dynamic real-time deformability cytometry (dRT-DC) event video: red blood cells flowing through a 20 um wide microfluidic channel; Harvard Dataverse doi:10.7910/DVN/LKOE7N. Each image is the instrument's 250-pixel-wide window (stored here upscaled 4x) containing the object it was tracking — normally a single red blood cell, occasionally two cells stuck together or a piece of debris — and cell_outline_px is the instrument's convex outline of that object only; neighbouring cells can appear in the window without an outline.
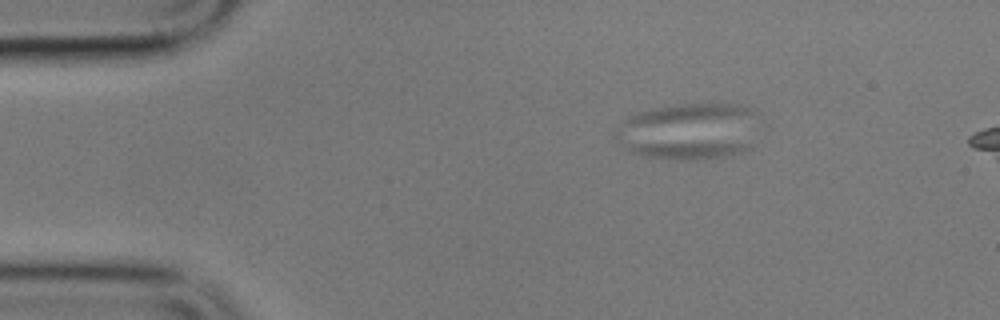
{"species": "common noctule bat (a hibernating species)", "species_latin": "Nyctalus noctula", "temperature_condition": "cold", "stored_images_in_passage": 5, "camera_frame_rate_fps": 3000, "um_per_image_px": 0.085, "animal": {"sex": "male", "body_mass_g": 17.9}, "frame": {"image": 1, "passage_image": 1, "time_ms": 0.0, "image_size_px": [1000, 320], "cell_outline_px": [[752, 148], [732, 156], [696, 160], [676, 160], [640, 156], [624, 152], [624, 144], [752, 144]], "centroid_in_image_um": [58.32, 12.82], "position_along_channel_um": 26.7, "area_um2": 11.91}}